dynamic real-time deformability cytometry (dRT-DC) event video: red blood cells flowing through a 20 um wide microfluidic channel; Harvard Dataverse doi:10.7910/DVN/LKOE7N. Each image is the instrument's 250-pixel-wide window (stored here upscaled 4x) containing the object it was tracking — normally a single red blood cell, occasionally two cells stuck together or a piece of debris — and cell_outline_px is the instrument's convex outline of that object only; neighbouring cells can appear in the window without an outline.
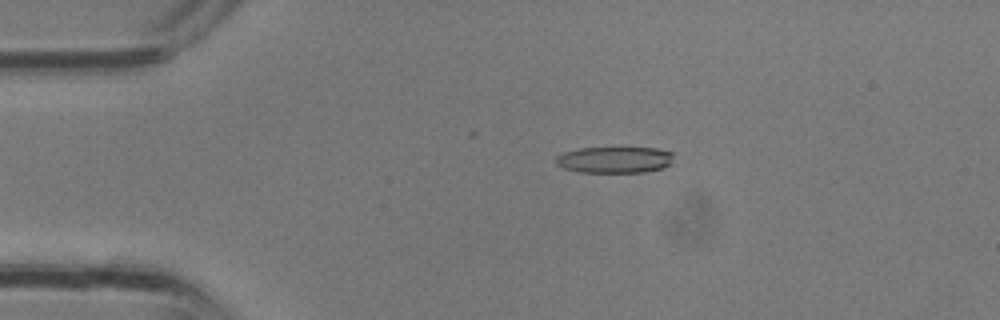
{"species": "common noctule bat (a hibernating species)", "species_latin": "Nyctalus noctula", "temperature_condition": "room temperature", "stored_images_in_passage": 14, "camera_frame_rate_fps": 3000, "um_per_image_px": 0.085, "animal": {"sex": "male", "body_mass_g": 13.3}, "frame": {"image": 1, "passage_image": 3, "time_ms": 0.667, "image_size_px": [1000, 320], "cell_outline_px": [[672, 164], [664, 168], [644, 172], [580, 172], [564, 168], [556, 164], [556, 156], [564, 152], [580, 148], [656, 148], [672, 152]], "centroid_in_image_um": [52.26, 13.58], "position_along_channel_um": 32.7, "area_um2": 18.09}}
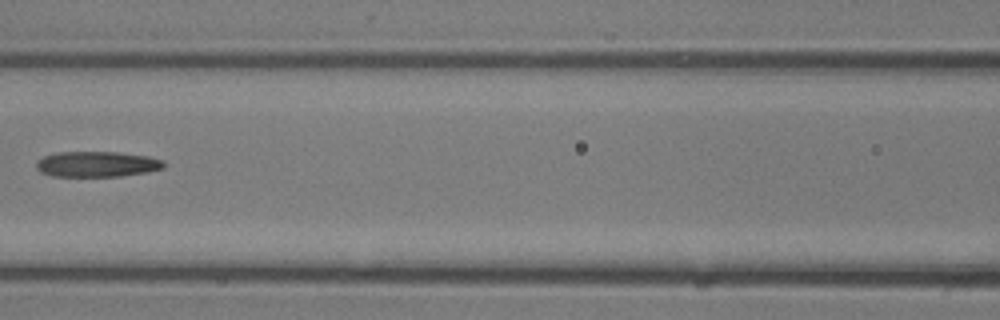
{"frame": {"image": 2, "passage_image": 11, "time_ms": 3.333, "image_size_px": [1000, 320], "cell_outline_px": [[164, 168], [148, 172], [120, 176], [52, 176], [40, 172], [36, 168], [36, 164], [44, 156], [60, 152], [120, 152], [148, 156], [164, 160]], "centroid_in_image_um": [8.28, 13.95], "position_along_channel_um": 158.3, "area_um2": 18.96}}
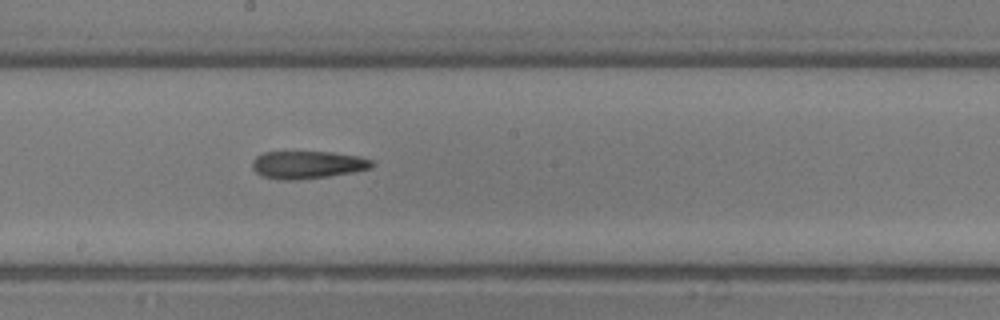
{"frame": {"image": 3, "passage_image": 14, "time_ms": 4.333, "image_size_px": [1000, 320], "cell_outline_px": [[376, 164], [372, 168], [352, 172], [328, 176], [296, 180], [280, 180], [260, 176], [252, 168], [252, 160], [256, 156], [264, 152], [332, 152], [360, 156], [372, 160]], "centroid_in_image_um": [26.14, 14.0], "position_along_channel_um": 222.1, "area_um2": 19.48}}